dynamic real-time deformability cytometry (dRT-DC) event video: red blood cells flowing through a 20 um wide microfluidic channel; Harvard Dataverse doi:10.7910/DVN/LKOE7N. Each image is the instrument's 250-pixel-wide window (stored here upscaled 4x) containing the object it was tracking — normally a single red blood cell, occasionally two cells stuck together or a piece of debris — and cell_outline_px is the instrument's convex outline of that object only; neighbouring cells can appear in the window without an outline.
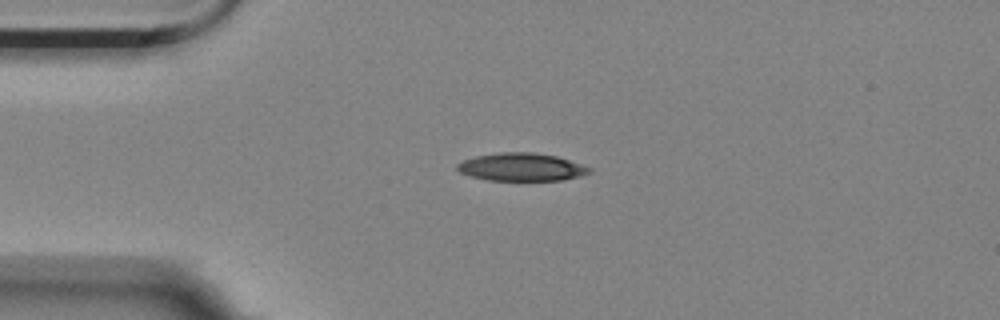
{"species": "Egyptian fruit bat (a non-hibernating species)", "species_latin": "Rousettus aegyptiacus", "temperature_condition": "room temperature", "stored_images_in_passage": 2, "camera_frame_rate_fps": 3000, "um_per_image_px": 0.085, "animal": {"sex": "female"}, "frame": {"image": 1, "passage_image": 1, "time_ms": 0.0, "image_size_px": [1000, 320], "cell_outline_px": [[592, 172], [580, 176], [564, 180], [488, 180], [472, 176], [460, 172], [456, 168], [456, 164], [464, 160], [476, 156], [500, 152], [532, 152], [556, 156], [592, 168]], "centroid_in_image_um": [44.33, 14.2], "position_along_channel_um": 40.7, "area_um2": 21.33}}